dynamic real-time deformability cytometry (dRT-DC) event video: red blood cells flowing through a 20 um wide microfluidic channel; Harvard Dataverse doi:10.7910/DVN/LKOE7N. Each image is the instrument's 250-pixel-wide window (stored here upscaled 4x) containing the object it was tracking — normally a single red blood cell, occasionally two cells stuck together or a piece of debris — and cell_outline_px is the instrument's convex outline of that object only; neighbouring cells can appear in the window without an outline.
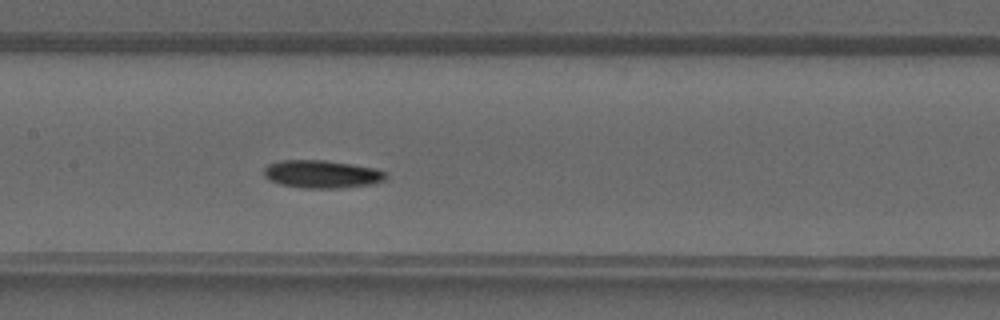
{"species": "common noctule bat (a hibernating species)", "species_latin": "Nyctalus noctula", "temperature_condition": "warm", "stored_images_in_passage": 31, "camera_frame_rate_fps": 3000, "um_per_image_px": 0.085, "animal": {"sex": "male", "forearm_length_mm": 52.5}, "frame": {"image": 1, "passage_image": 10, "time_ms": 3.0, "image_size_px": [1000, 320], "cell_outline_px": [[388, 180], [372, 184], [336, 188], [304, 188], [280, 184], [264, 176], [264, 168], [268, 164], [280, 160], [324, 160], [352, 164], [376, 168], [388, 172]], "centroid_in_image_um": [27.42, 14.79], "position_along_channel_um": 180.0, "area_um2": 19.94}}
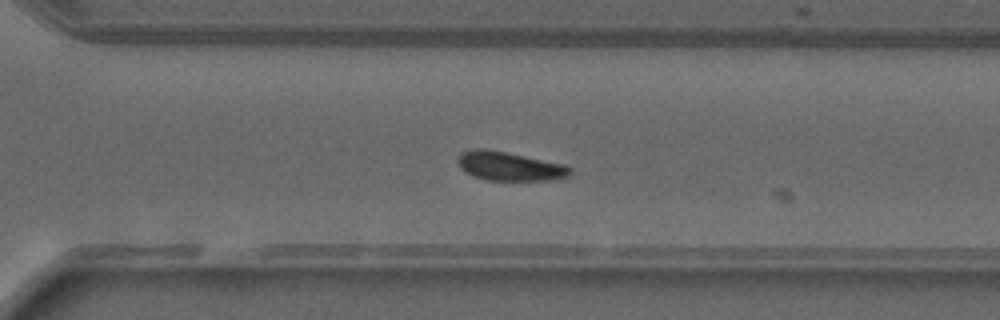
{"frame": {"image": 2, "passage_image": 19, "time_ms": 6.0, "image_size_px": [1000, 320], "cell_outline_px": [[572, 172], [568, 176], [552, 180], [488, 180], [472, 176], [464, 172], [460, 168], [456, 160], [456, 156], [460, 152], [472, 148], [484, 148], [568, 164], [572, 168]], "centroid_in_image_um": [43.28, 14.12], "position_along_channel_um": 327.3, "area_um2": 19.36}}
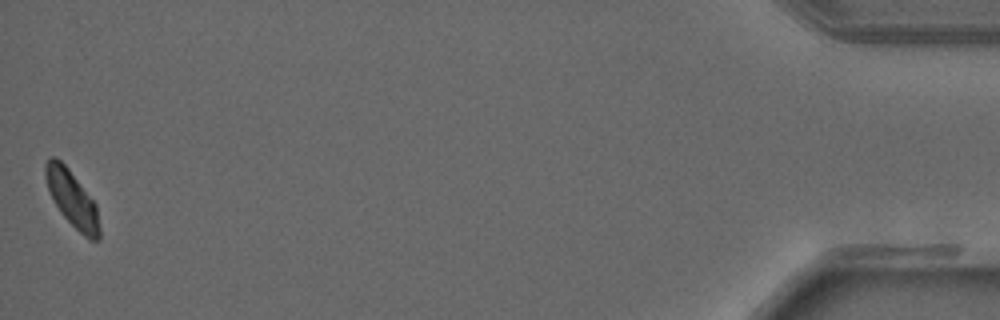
{"frame": {"image": 3, "passage_image": 31, "time_ms": 10.0, "image_size_px": [1000, 320], "cell_outline_px": [[100, 240], [88, 240], [60, 212], [48, 188], [44, 172], [44, 164], [52, 156], [56, 156], [68, 168], [96, 204], [100, 228]], "centroid_in_image_um": [6.14, 16.9], "position_along_channel_um": 429.1, "area_um2": 17.4}}